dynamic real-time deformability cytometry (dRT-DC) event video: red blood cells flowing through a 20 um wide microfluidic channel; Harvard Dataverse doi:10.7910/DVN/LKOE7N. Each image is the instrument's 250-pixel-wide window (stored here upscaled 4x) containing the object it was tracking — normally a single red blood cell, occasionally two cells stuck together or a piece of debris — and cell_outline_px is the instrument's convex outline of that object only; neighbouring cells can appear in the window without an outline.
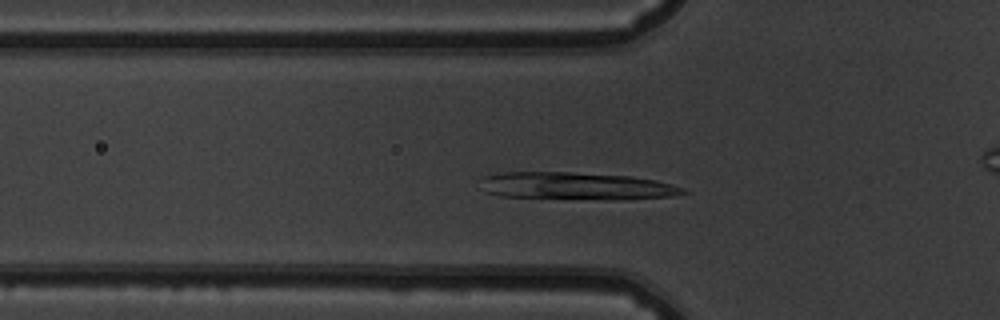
{"species": "common noctule bat (a hibernating species)", "species_latin": "Nyctalus noctula", "temperature_condition": "warm", "stored_images_in_passage": 39, "camera_frame_rate_fps": 3000, "um_per_image_px": 0.085, "animal": {"sex": "male", "body_mass_g": 19.5, "forearm_length_mm": 54.6}, "frame": {"image": 1, "passage_image": 11, "time_ms": 3.333, "image_size_px": [1000, 320], "cell_outline_px": [[688, 192], [672, 196], [624, 200], [500, 196], [484, 192], [476, 180], [484, 176], [504, 172], [572, 172], [632, 176], [656, 180], [672, 184], [684, 188]], "centroid_in_image_um": [48.96, 15.81], "position_along_channel_um": 76.8, "area_um2": 32.77}}
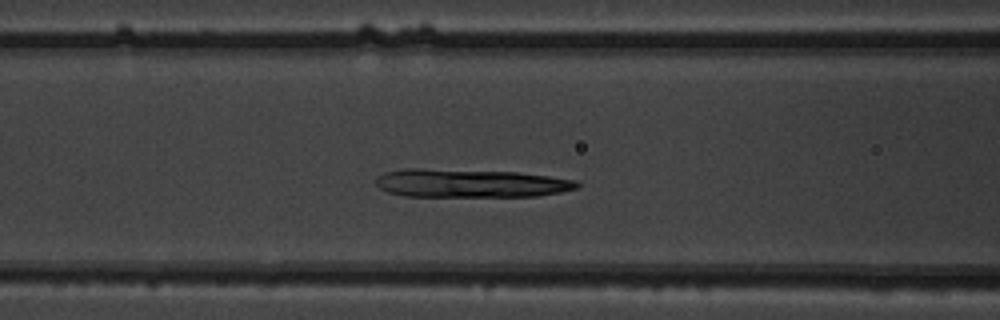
{"frame": {"image": 2, "passage_image": 15, "time_ms": 4.667, "image_size_px": [1000, 320], "cell_outline_px": [[580, 184], [576, 188], [560, 192], [536, 196], [404, 196], [388, 192], [380, 188], [376, 184], [376, 176], [384, 172], [404, 168], [420, 168], [516, 172], [548, 176], [576, 180]], "centroid_in_image_um": [39.93, 15.57], "position_along_channel_um": 126.7, "area_um2": 33.23}}
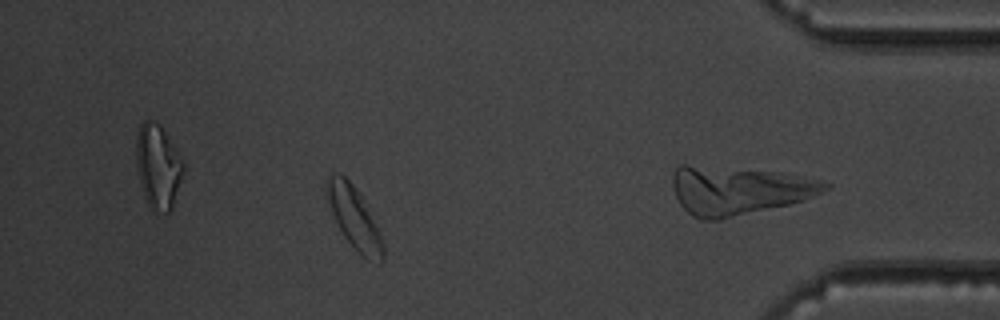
{"frame": {"image": 3, "passage_image": 35, "time_ms": 11.333, "image_size_px": [1000, 320], "cell_outline_px": [[384, 260], [380, 264], [368, 260], [360, 256], [356, 252], [344, 236], [324, 196], [328, 176], [332, 172], [340, 172], [352, 184], [368, 204], [384, 244]], "centroid_in_image_um": [30.12, 18.52], "position_along_channel_um": 405.1, "area_um2": 20.81}}